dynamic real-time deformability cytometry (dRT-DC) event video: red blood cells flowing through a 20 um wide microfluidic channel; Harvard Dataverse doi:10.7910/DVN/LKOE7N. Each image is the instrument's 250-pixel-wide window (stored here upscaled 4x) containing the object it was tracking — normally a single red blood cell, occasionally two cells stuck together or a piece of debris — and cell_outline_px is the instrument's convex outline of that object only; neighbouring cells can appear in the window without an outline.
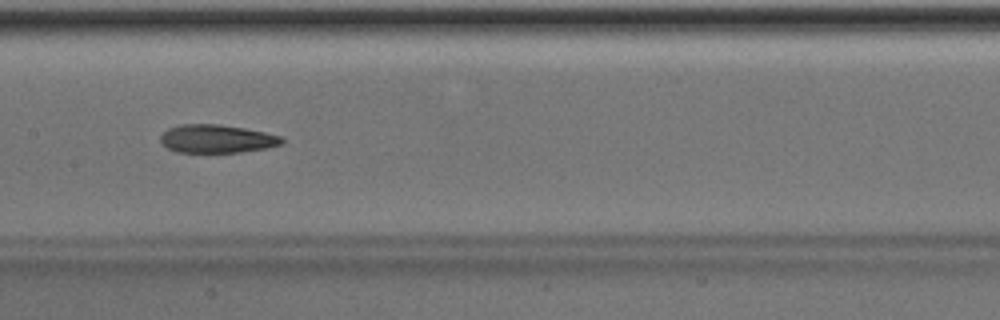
{"species": "Egyptian fruit bat (a non-hibernating species)", "species_latin": "Rousettus aegyptiacus", "temperature_condition": "room temperature", "stored_images_in_passage": 47, "camera_frame_rate_fps": 3000, "um_per_image_px": 0.085, "animal": {"sex": "male"}, "frame": {"image": 1, "passage_image": 21, "time_ms": 6.667, "image_size_px": [1000, 320], "cell_outline_px": [[284, 140], [280, 144], [268, 148], [240, 152], [176, 152], [168, 148], [160, 140], [160, 136], [168, 128], [180, 124], [220, 124], [244, 128], [264, 132], [280, 136]], "centroid_in_image_um": [18.41, 11.79], "position_along_channel_um": 189.0, "area_um2": 19.88}, "authors_computed_cell_mechanics": {"area_um2": 20.9236, "velocity_mm_per_s": 4.0326, "shape_relaxation_time_tau1_ms": 6.8869, "shape_relaxation_time_tau2_ms": 4.2302, "deformation_change_tau1": 0.1674, "deformation_change_tau2": 0.1445}}